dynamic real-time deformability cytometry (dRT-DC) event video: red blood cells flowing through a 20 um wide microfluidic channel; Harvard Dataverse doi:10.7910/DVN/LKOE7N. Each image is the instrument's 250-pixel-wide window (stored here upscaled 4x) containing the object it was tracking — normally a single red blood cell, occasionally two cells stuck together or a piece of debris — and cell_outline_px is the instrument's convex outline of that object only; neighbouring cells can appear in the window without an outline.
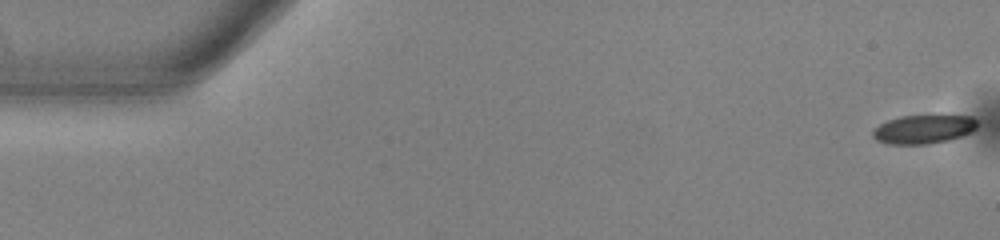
{"species": "common noctule bat (a hibernating species)", "species_latin": "Nyctalus noctula", "temperature_condition": "warm", "stored_images_in_passage": 46, "camera_frame_rate_fps": 3000, "um_per_image_px": 0.085, "animal": {"sex": "male", "body_mass_g": 13.0, "forearm_length_mm": 53.1}, "frame": {"image": 1, "passage_image": 1, "time_ms": 0.0, "image_size_px": [1000, 240], "cell_outline_px": [[976, 128], [972, 132], [948, 140], [928, 144], [888, 144], [876, 140], [872, 136], [872, 132], [880, 124], [888, 120], [900, 116], [972, 116], [976, 120]], "centroid_in_image_um": [78.48, 10.99], "position_along_channel_um": 6.5, "area_um2": 17.34}}
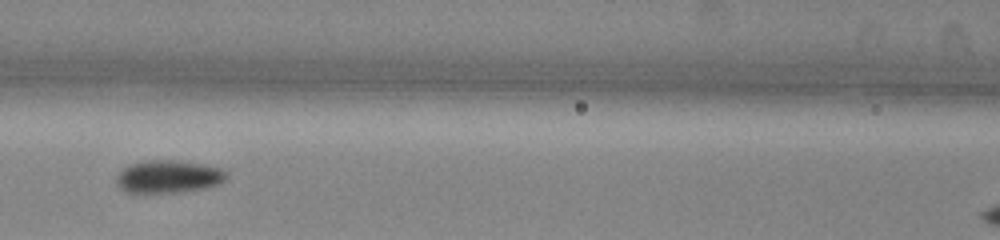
{"frame": {"image": 2, "passage_image": 24, "time_ms": 7.667, "image_size_px": [1000, 240], "cell_outline_px": [[224, 180], [216, 184], [204, 188], [172, 192], [128, 192], [120, 188], [116, 180], [116, 176], [128, 164], [144, 160], [176, 160], [204, 164], [220, 168], [224, 172]], "centroid_in_image_um": [14.26, 14.99], "position_along_channel_um": 152.3, "area_um2": 20.58}}
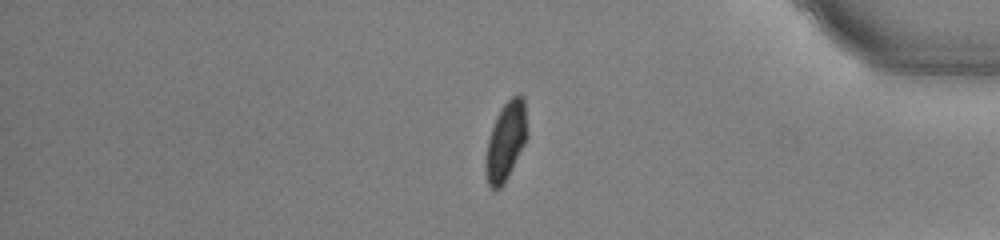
{"frame": {"image": 3, "passage_image": 45, "time_ms": 14.667, "image_size_px": [1000, 240], "cell_outline_px": [[528, 136], [504, 184], [500, 188], [492, 188], [488, 184], [484, 172], [484, 160], [488, 140], [496, 116], [500, 108], [512, 96], [520, 92], [524, 96], [528, 132]], "centroid_in_image_um": [42.99, 11.97], "position_along_channel_um": 392.2, "area_um2": 19.25}}